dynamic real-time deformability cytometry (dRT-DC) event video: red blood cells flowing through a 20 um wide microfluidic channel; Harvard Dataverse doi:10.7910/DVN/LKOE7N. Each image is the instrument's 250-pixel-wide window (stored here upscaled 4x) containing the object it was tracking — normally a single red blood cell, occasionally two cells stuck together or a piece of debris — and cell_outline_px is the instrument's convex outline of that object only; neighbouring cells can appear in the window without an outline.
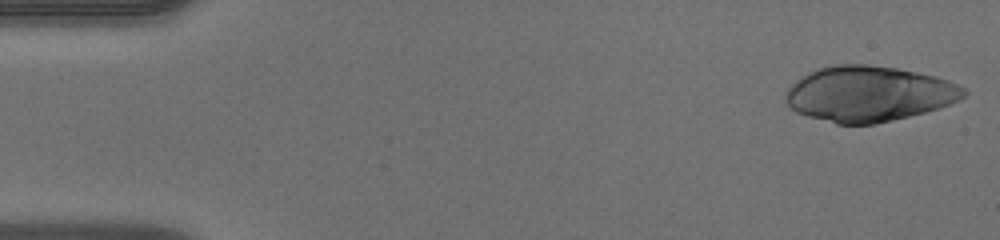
{"species": "human", "species_latin": "Homo sapiens", "temperature_condition": "warm", "stored_images_in_passage": 45, "camera_frame_rate_fps": 3000, "um_per_image_px": 0.085, "donor": {"sex": "male"}, "frame": {"image": 1, "passage_image": 1, "time_ms": 0.0, "image_size_px": [1000, 240], "cell_outline_px": [[968, 92], [960, 100], [924, 112], [876, 124], [836, 124], [808, 116], [796, 112], [784, 100], [784, 92], [796, 80], [808, 72], [816, 68], [832, 64], [868, 64], [900, 68], [936, 76], [948, 80], [964, 88]], "centroid_in_image_um": [73.82, 7.96], "position_along_channel_um": 11.2, "area_um2": 57.8}}